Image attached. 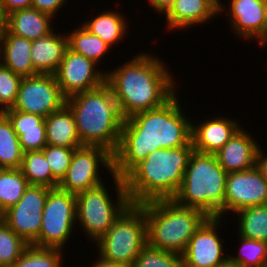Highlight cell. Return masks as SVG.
Here are the masks:
<instances>
[{
    "label": "cell",
    "instance_id": "2",
    "mask_svg": "<svg viewBox=\"0 0 267 267\" xmlns=\"http://www.w3.org/2000/svg\"><path fill=\"white\" fill-rule=\"evenodd\" d=\"M164 66L155 56L143 53L106 73L124 119L159 108L176 94L173 77Z\"/></svg>",
    "mask_w": 267,
    "mask_h": 267
},
{
    "label": "cell",
    "instance_id": "44",
    "mask_svg": "<svg viewBox=\"0 0 267 267\" xmlns=\"http://www.w3.org/2000/svg\"><path fill=\"white\" fill-rule=\"evenodd\" d=\"M265 3V12H266V21H267V0H264Z\"/></svg>",
    "mask_w": 267,
    "mask_h": 267
},
{
    "label": "cell",
    "instance_id": "5",
    "mask_svg": "<svg viewBox=\"0 0 267 267\" xmlns=\"http://www.w3.org/2000/svg\"><path fill=\"white\" fill-rule=\"evenodd\" d=\"M227 172L219 165L215 154L193 150L183 180L172 198L179 205L195 208L208 217L224 213Z\"/></svg>",
    "mask_w": 267,
    "mask_h": 267
},
{
    "label": "cell",
    "instance_id": "20",
    "mask_svg": "<svg viewBox=\"0 0 267 267\" xmlns=\"http://www.w3.org/2000/svg\"><path fill=\"white\" fill-rule=\"evenodd\" d=\"M67 48V35H58L54 31L32 40L30 55L34 69L39 74H55Z\"/></svg>",
    "mask_w": 267,
    "mask_h": 267
},
{
    "label": "cell",
    "instance_id": "19",
    "mask_svg": "<svg viewBox=\"0 0 267 267\" xmlns=\"http://www.w3.org/2000/svg\"><path fill=\"white\" fill-rule=\"evenodd\" d=\"M222 4L218 0H175L173 7L164 15L168 28L185 29L204 24L212 16L219 14Z\"/></svg>",
    "mask_w": 267,
    "mask_h": 267
},
{
    "label": "cell",
    "instance_id": "8",
    "mask_svg": "<svg viewBox=\"0 0 267 267\" xmlns=\"http://www.w3.org/2000/svg\"><path fill=\"white\" fill-rule=\"evenodd\" d=\"M112 178L117 187V203L112 202L104 183L76 195V220L80 221L83 230L92 240L98 241L105 235L115 220L131 204L124 178L114 173Z\"/></svg>",
    "mask_w": 267,
    "mask_h": 267
},
{
    "label": "cell",
    "instance_id": "25",
    "mask_svg": "<svg viewBox=\"0 0 267 267\" xmlns=\"http://www.w3.org/2000/svg\"><path fill=\"white\" fill-rule=\"evenodd\" d=\"M24 151L19 136L9 118L0 112V169H18L22 165Z\"/></svg>",
    "mask_w": 267,
    "mask_h": 267
},
{
    "label": "cell",
    "instance_id": "43",
    "mask_svg": "<svg viewBox=\"0 0 267 267\" xmlns=\"http://www.w3.org/2000/svg\"><path fill=\"white\" fill-rule=\"evenodd\" d=\"M221 267H244V266L232 263L229 260H227Z\"/></svg>",
    "mask_w": 267,
    "mask_h": 267
},
{
    "label": "cell",
    "instance_id": "3",
    "mask_svg": "<svg viewBox=\"0 0 267 267\" xmlns=\"http://www.w3.org/2000/svg\"><path fill=\"white\" fill-rule=\"evenodd\" d=\"M193 146L159 148L137 164L125 177L131 204L172 199L181 186Z\"/></svg>",
    "mask_w": 267,
    "mask_h": 267
},
{
    "label": "cell",
    "instance_id": "34",
    "mask_svg": "<svg viewBox=\"0 0 267 267\" xmlns=\"http://www.w3.org/2000/svg\"><path fill=\"white\" fill-rule=\"evenodd\" d=\"M132 267H183V264L181 254L159 250L147 243Z\"/></svg>",
    "mask_w": 267,
    "mask_h": 267
},
{
    "label": "cell",
    "instance_id": "17",
    "mask_svg": "<svg viewBox=\"0 0 267 267\" xmlns=\"http://www.w3.org/2000/svg\"><path fill=\"white\" fill-rule=\"evenodd\" d=\"M258 149L257 142L240 128L215 155L227 173L239 172L256 166Z\"/></svg>",
    "mask_w": 267,
    "mask_h": 267
},
{
    "label": "cell",
    "instance_id": "42",
    "mask_svg": "<svg viewBox=\"0 0 267 267\" xmlns=\"http://www.w3.org/2000/svg\"><path fill=\"white\" fill-rule=\"evenodd\" d=\"M92 266L93 267H126L124 265L106 262V261L102 260L100 257L98 258L97 262H95V264Z\"/></svg>",
    "mask_w": 267,
    "mask_h": 267
},
{
    "label": "cell",
    "instance_id": "13",
    "mask_svg": "<svg viewBox=\"0 0 267 267\" xmlns=\"http://www.w3.org/2000/svg\"><path fill=\"white\" fill-rule=\"evenodd\" d=\"M95 66L93 60L67 48L55 73L63 95L68 98L102 86L106 82V73L96 70Z\"/></svg>",
    "mask_w": 267,
    "mask_h": 267
},
{
    "label": "cell",
    "instance_id": "21",
    "mask_svg": "<svg viewBox=\"0 0 267 267\" xmlns=\"http://www.w3.org/2000/svg\"><path fill=\"white\" fill-rule=\"evenodd\" d=\"M31 46L32 40L15 36L5 30L0 36V62L22 77L39 74L33 67Z\"/></svg>",
    "mask_w": 267,
    "mask_h": 267
},
{
    "label": "cell",
    "instance_id": "33",
    "mask_svg": "<svg viewBox=\"0 0 267 267\" xmlns=\"http://www.w3.org/2000/svg\"><path fill=\"white\" fill-rule=\"evenodd\" d=\"M239 237L241 253L238 257H228V260L244 267H267V242Z\"/></svg>",
    "mask_w": 267,
    "mask_h": 267
},
{
    "label": "cell",
    "instance_id": "24",
    "mask_svg": "<svg viewBox=\"0 0 267 267\" xmlns=\"http://www.w3.org/2000/svg\"><path fill=\"white\" fill-rule=\"evenodd\" d=\"M44 122L47 145L65 148L83 146L78 137L74 115L66 104L45 117Z\"/></svg>",
    "mask_w": 267,
    "mask_h": 267
},
{
    "label": "cell",
    "instance_id": "41",
    "mask_svg": "<svg viewBox=\"0 0 267 267\" xmlns=\"http://www.w3.org/2000/svg\"><path fill=\"white\" fill-rule=\"evenodd\" d=\"M7 24V14L0 0V36L5 32Z\"/></svg>",
    "mask_w": 267,
    "mask_h": 267
},
{
    "label": "cell",
    "instance_id": "14",
    "mask_svg": "<svg viewBox=\"0 0 267 267\" xmlns=\"http://www.w3.org/2000/svg\"><path fill=\"white\" fill-rule=\"evenodd\" d=\"M220 219L208 217L196 230L181 254L183 267H221L228 260L223 257V239L216 233Z\"/></svg>",
    "mask_w": 267,
    "mask_h": 267
},
{
    "label": "cell",
    "instance_id": "38",
    "mask_svg": "<svg viewBox=\"0 0 267 267\" xmlns=\"http://www.w3.org/2000/svg\"><path fill=\"white\" fill-rule=\"evenodd\" d=\"M6 14L32 7V0H1Z\"/></svg>",
    "mask_w": 267,
    "mask_h": 267
},
{
    "label": "cell",
    "instance_id": "37",
    "mask_svg": "<svg viewBox=\"0 0 267 267\" xmlns=\"http://www.w3.org/2000/svg\"><path fill=\"white\" fill-rule=\"evenodd\" d=\"M65 2L66 0H32V8L47 13L54 18L56 12Z\"/></svg>",
    "mask_w": 267,
    "mask_h": 267
},
{
    "label": "cell",
    "instance_id": "10",
    "mask_svg": "<svg viewBox=\"0 0 267 267\" xmlns=\"http://www.w3.org/2000/svg\"><path fill=\"white\" fill-rule=\"evenodd\" d=\"M100 164L113 174V154L100 146L83 145L74 150L65 177L58 187L77 195L102 184L98 168Z\"/></svg>",
    "mask_w": 267,
    "mask_h": 267
},
{
    "label": "cell",
    "instance_id": "36",
    "mask_svg": "<svg viewBox=\"0 0 267 267\" xmlns=\"http://www.w3.org/2000/svg\"><path fill=\"white\" fill-rule=\"evenodd\" d=\"M76 148L46 145L43 153L52 171V176L60 183L65 177Z\"/></svg>",
    "mask_w": 267,
    "mask_h": 267
},
{
    "label": "cell",
    "instance_id": "1",
    "mask_svg": "<svg viewBox=\"0 0 267 267\" xmlns=\"http://www.w3.org/2000/svg\"><path fill=\"white\" fill-rule=\"evenodd\" d=\"M180 107L175 94L159 108L124 119L119 145L113 154V173L124 178L159 148L193 146L192 122L185 118Z\"/></svg>",
    "mask_w": 267,
    "mask_h": 267
},
{
    "label": "cell",
    "instance_id": "40",
    "mask_svg": "<svg viewBox=\"0 0 267 267\" xmlns=\"http://www.w3.org/2000/svg\"><path fill=\"white\" fill-rule=\"evenodd\" d=\"M259 147L256 156V167L260 170L263 178L267 181V156L260 150ZM263 153V154H262Z\"/></svg>",
    "mask_w": 267,
    "mask_h": 267
},
{
    "label": "cell",
    "instance_id": "6",
    "mask_svg": "<svg viewBox=\"0 0 267 267\" xmlns=\"http://www.w3.org/2000/svg\"><path fill=\"white\" fill-rule=\"evenodd\" d=\"M145 211L147 243L159 250L182 254L196 230L208 218L202 211L173 199L139 204Z\"/></svg>",
    "mask_w": 267,
    "mask_h": 267
},
{
    "label": "cell",
    "instance_id": "12",
    "mask_svg": "<svg viewBox=\"0 0 267 267\" xmlns=\"http://www.w3.org/2000/svg\"><path fill=\"white\" fill-rule=\"evenodd\" d=\"M50 189L29 185L19 202L0 216L29 245L39 236L43 209Z\"/></svg>",
    "mask_w": 267,
    "mask_h": 267
},
{
    "label": "cell",
    "instance_id": "31",
    "mask_svg": "<svg viewBox=\"0 0 267 267\" xmlns=\"http://www.w3.org/2000/svg\"><path fill=\"white\" fill-rule=\"evenodd\" d=\"M63 249L28 245L11 267H61Z\"/></svg>",
    "mask_w": 267,
    "mask_h": 267
},
{
    "label": "cell",
    "instance_id": "29",
    "mask_svg": "<svg viewBox=\"0 0 267 267\" xmlns=\"http://www.w3.org/2000/svg\"><path fill=\"white\" fill-rule=\"evenodd\" d=\"M236 213L241 237L267 242V204L243 208Z\"/></svg>",
    "mask_w": 267,
    "mask_h": 267
},
{
    "label": "cell",
    "instance_id": "7",
    "mask_svg": "<svg viewBox=\"0 0 267 267\" xmlns=\"http://www.w3.org/2000/svg\"><path fill=\"white\" fill-rule=\"evenodd\" d=\"M147 244L145 211L130 204L98 241L99 256L106 262L132 267Z\"/></svg>",
    "mask_w": 267,
    "mask_h": 267
},
{
    "label": "cell",
    "instance_id": "16",
    "mask_svg": "<svg viewBox=\"0 0 267 267\" xmlns=\"http://www.w3.org/2000/svg\"><path fill=\"white\" fill-rule=\"evenodd\" d=\"M228 7L231 25L238 35L258 38L261 45L267 39V21L264 0H230Z\"/></svg>",
    "mask_w": 267,
    "mask_h": 267
},
{
    "label": "cell",
    "instance_id": "11",
    "mask_svg": "<svg viewBox=\"0 0 267 267\" xmlns=\"http://www.w3.org/2000/svg\"><path fill=\"white\" fill-rule=\"evenodd\" d=\"M66 104L55 74L23 77L12 108L17 111L47 117Z\"/></svg>",
    "mask_w": 267,
    "mask_h": 267
},
{
    "label": "cell",
    "instance_id": "18",
    "mask_svg": "<svg viewBox=\"0 0 267 267\" xmlns=\"http://www.w3.org/2000/svg\"><path fill=\"white\" fill-rule=\"evenodd\" d=\"M197 125V126H196ZM192 123L191 141L195 151L215 154L240 129L237 121L218 117L200 125Z\"/></svg>",
    "mask_w": 267,
    "mask_h": 267
},
{
    "label": "cell",
    "instance_id": "32",
    "mask_svg": "<svg viewBox=\"0 0 267 267\" xmlns=\"http://www.w3.org/2000/svg\"><path fill=\"white\" fill-rule=\"evenodd\" d=\"M28 245L0 217V267H11Z\"/></svg>",
    "mask_w": 267,
    "mask_h": 267
},
{
    "label": "cell",
    "instance_id": "26",
    "mask_svg": "<svg viewBox=\"0 0 267 267\" xmlns=\"http://www.w3.org/2000/svg\"><path fill=\"white\" fill-rule=\"evenodd\" d=\"M84 26L91 34L98 36L108 44L110 47L114 43L123 39L126 35V22L119 12L107 11L101 13L99 16L84 23Z\"/></svg>",
    "mask_w": 267,
    "mask_h": 267
},
{
    "label": "cell",
    "instance_id": "9",
    "mask_svg": "<svg viewBox=\"0 0 267 267\" xmlns=\"http://www.w3.org/2000/svg\"><path fill=\"white\" fill-rule=\"evenodd\" d=\"M75 220L76 195L59 187L51 188L43 209L39 236L31 245L62 249L72 234Z\"/></svg>",
    "mask_w": 267,
    "mask_h": 267
},
{
    "label": "cell",
    "instance_id": "15",
    "mask_svg": "<svg viewBox=\"0 0 267 267\" xmlns=\"http://www.w3.org/2000/svg\"><path fill=\"white\" fill-rule=\"evenodd\" d=\"M263 204H267V181L256 166L227 173L224 213Z\"/></svg>",
    "mask_w": 267,
    "mask_h": 267
},
{
    "label": "cell",
    "instance_id": "30",
    "mask_svg": "<svg viewBox=\"0 0 267 267\" xmlns=\"http://www.w3.org/2000/svg\"><path fill=\"white\" fill-rule=\"evenodd\" d=\"M68 48L75 53L81 54L96 64L101 60L109 48L102 39L91 34L84 26L68 34Z\"/></svg>",
    "mask_w": 267,
    "mask_h": 267
},
{
    "label": "cell",
    "instance_id": "27",
    "mask_svg": "<svg viewBox=\"0 0 267 267\" xmlns=\"http://www.w3.org/2000/svg\"><path fill=\"white\" fill-rule=\"evenodd\" d=\"M20 169L30 185L49 188L59 185L52 176L51 168L42 150L25 152Z\"/></svg>",
    "mask_w": 267,
    "mask_h": 267
},
{
    "label": "cell",
    "instance_id": "45",
    "mask_svg": "<svg viewBox=\"0 0 267 267\" xmlns=\"http://www.w3.org/2000/svg\"><path fill=\"white\" fill-rule=\"evenodd\" d=\"M265 44H267V39H266L265 42H264L262 45H260V46H263V45H265Z\"/></svg>",
    "mask_w": 267,
    "mask_h": 267
},
{
    "label": "cell",
    "instance_id": "4",
    "mask_svg": "<svg viewBox=\"0 0 267 267\" xmlns=\"http://www.w3.org/2000/svg\"><path fill=\"white\" fill-rule=\"evenodd\" d=\"M83 145L100 146L112 154L118 148L124 118L111 87L102 86L66 98Z\"/></svg>",
    "mask_w": 267,
    "mask_h": 267
},
{
    "label": "cell",
    "instance_id": "39",
    "mask_svg": "<svg viewBox=\"0 0 267 267\" xmlns=\"http://www.w3.org/2000/svg\"><path fill=\"white\" fill-rule=\"evenodd\" d=\"M150 4L159 12L167 14L173 7L175 0H149Z\"/></svg>",
    "mask_w": 267,
    "mask_h": 267
},
{
    "label": "cell",
    "instance_id": "28",
    "mask_svg": "<svg viewBox=\"0 0 267 267\" xmlns=\"http://www.w3.org/2000/svg\"><path fill=\"white\" fill-rule=\"evenodd\" d=\"M29 183L18 169H0V216L19 202Z\"/></svg>",
    "mask_w": 267,
    "mask_h": 267
},
{
    "label": "cell",
    "instance_id": "35",
    "mask_svg": "<svg viewBox=\"0 0 267 267\" xmlns=\"http://www.w3.org/2000/svg\"><path fill=\"white\" fill-rule=\"evenodd\" d=\"M22 78L0 62V112L13 107Z\"/></svg>",
    "mask_w": 267,
    "mask_h": 267
},
{
    "label": "cell",
    "instance_id": "22",
    "mask_svg": "<svg viewBox=\"0 0 267 267\" xmlns=\"http://www.w3.org/2000/svg\"><path fill=\"white\" fill-rule=\"evenodd\" d=\"M11 121L22 150L40 151L47 145L44 117L14 109L3 112Z\"/></svg>",
    "mask_w": 267,
    "mask_h": 267
},
{
    "label": "cell",
    "instance_id": "23",
    "mask_svg": "<svg viewBox=\"0 0 267 267\" xmlns=\"http://www.w3.org/2000/svg\"><path fill=\"white\" fill-rule=\"evenodd\" d=\"M52 20L53 17L47 13L32 7L25 8L7 15L6 30L15 36L35 40L53 31Z\"/></svg>",
    "mask_w": 267,
    "mask_h": 267
}]
</instances>
